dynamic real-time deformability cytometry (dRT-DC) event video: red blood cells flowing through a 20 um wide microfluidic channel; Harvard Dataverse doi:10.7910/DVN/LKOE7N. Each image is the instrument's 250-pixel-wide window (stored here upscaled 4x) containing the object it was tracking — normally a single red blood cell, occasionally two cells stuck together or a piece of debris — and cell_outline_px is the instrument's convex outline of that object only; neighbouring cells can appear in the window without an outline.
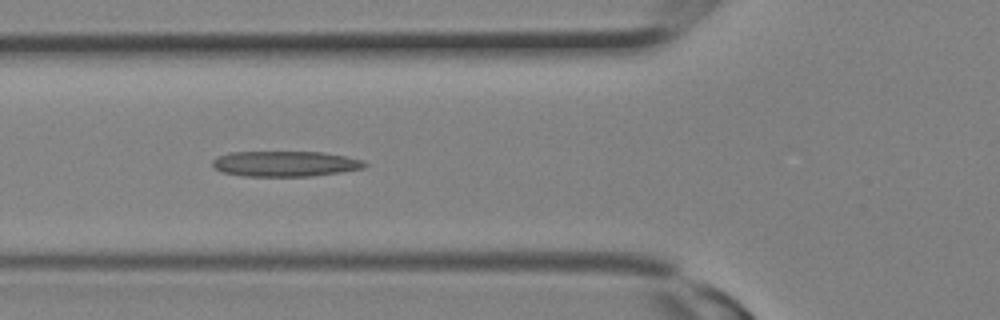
{"species": "Egyptian fruit bat (a non-hibernating species)", "species_latin": "Rousettus aegyptiacus", "temperature_condition": "room temperature", "stored_images_in_passage": 27, "camera_frame_rate_fps": 3000, "um_per_image_px": 0.085, "animal": {"sex": "female"}, "frame": {"image": 1, "passage_image": 10, "time_ms": 3.0, "image_size_px": [1000, 320], "cell_outline_px": [[368, 164], [364, 168], [340, 172], [312, 176], [244, 176], [224, 172], [216, 168], [212, 164], [212, 160], [216, 156], [232, 152], [324, 152], [364, 160]], "centroid_in_image_um": [24.26, 13.91], "position_along_channel_um": 101.5, "area_um2": 22.54}}
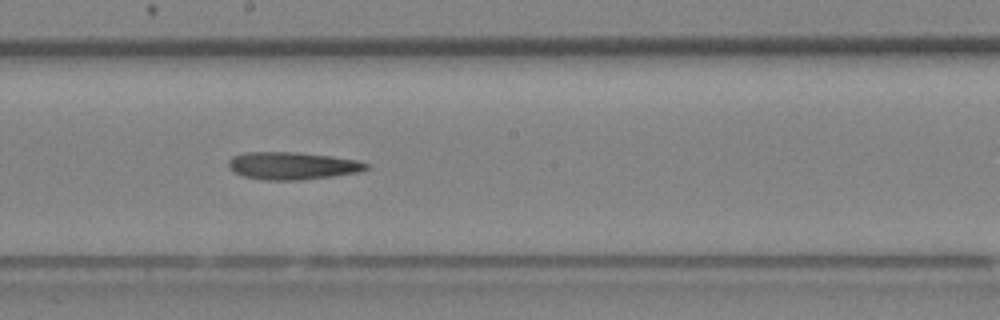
{"frame": {"image": 2, "passage_image": 15, "time_ms": 4.667, "image_size_px": [1000, 320], "cell_outline_px": [[368, 168], [360, 172], [332, 176], [300, 180], [264, 180], [244, 176], [228, 168], [228, 160], [232, 156], [244, 152], [296, 152], [332, 156], [356, 160], [368, 164]], "centroid_in_image_um": [24.83, 14.08], "position_along_channel_um": 223.4, "area_um2": 22.08}}
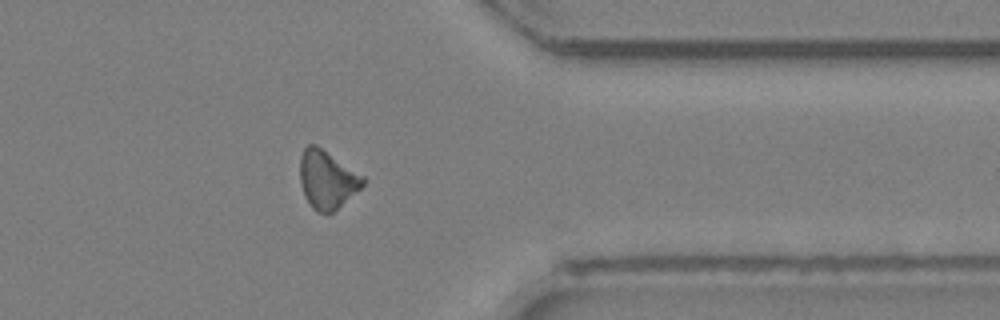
{"frame": {"image": 3, "passage_image": 22, "time_ms": 7.0, "image_size_px": [1000, 320], "cell_outline_px": [[364, 184], [360, 188], [332, 212], [316, 212], [312, 208], [304, 196], [300, 184], [300, 156], [304, 148], [308, 144], [316, 144], [364, 176]], "centroid_in_image_um": [27.76, 15.24], "position_along_channel_um": 383.6, "area_um2": 21.15}}